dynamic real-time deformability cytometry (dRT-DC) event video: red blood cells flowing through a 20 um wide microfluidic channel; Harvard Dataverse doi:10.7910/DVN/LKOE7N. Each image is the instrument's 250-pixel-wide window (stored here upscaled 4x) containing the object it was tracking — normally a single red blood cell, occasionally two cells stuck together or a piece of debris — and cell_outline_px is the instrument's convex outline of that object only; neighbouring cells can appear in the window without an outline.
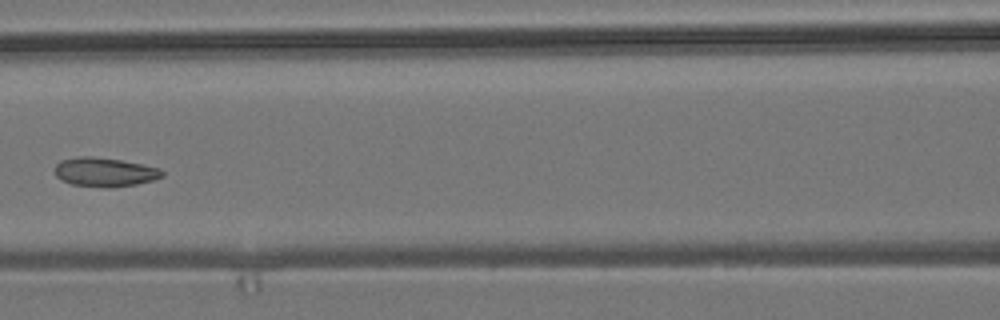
{"species": "common noctule bat (a hibernating species)", "species_latin": "Nyctalus noctula", "temperature_condition": "room temperature", "stored_images_in_passage": 6, "camera_frame_rate_fps": 3000, "um_per_image_px": 0.085, "animal": {"sex": "male", "body_mass_g": 19.2, "forearm_length_mm": 51.8}, "frame": {"image": 1, "passage_image": 5, "time_ms": 4.667, "image_size_px": [1000, 320], "cell_outline_px": [[164, 176], [152, 180], [136, 184], [112, 188], [108, 188], [72, 184], [60, 180], [56, 176], [56, 164], [60, 160], [80, 156], [92, 156], [120, 160], [144, 164], [160, 168], [164, 172]], "centroid_in_image_um": [8.91, 14.63], "position_along_channel_um": 157.7, "area_um2": 18.26}}
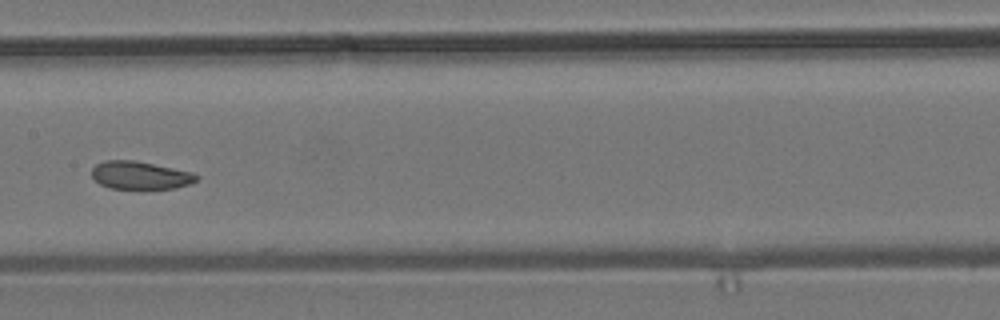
{"frame": {"image": 2, "passage_image": 6, "time_ms": 5.667, "image_size_px": [1000, 320], "cell_outline_px": [[200, 176], [196, 180], [188, 184], [176, 188], [108, 188], [100, 184], [92, 176], [92, 168], [96, 164], [104, 160], [132, 160], [192, 172]], "centroid_in_image_um": [11.89, 14.89], "position_along_channel_um": 195.5, "area_um2": 16.76}}